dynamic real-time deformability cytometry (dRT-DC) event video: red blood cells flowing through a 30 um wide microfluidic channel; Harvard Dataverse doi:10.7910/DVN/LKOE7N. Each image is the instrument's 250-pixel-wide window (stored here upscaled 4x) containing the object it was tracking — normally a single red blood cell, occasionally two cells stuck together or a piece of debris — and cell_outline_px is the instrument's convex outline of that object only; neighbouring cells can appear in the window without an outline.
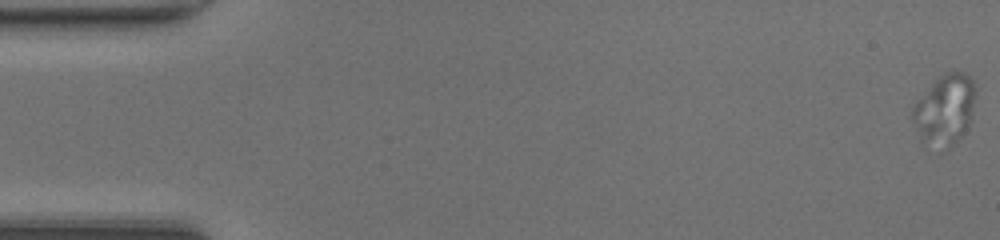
{"species": "common noctule bat (a hibernating species)", "species_latin": "Nyctalus noctula", "temperature_condition": "room temperature", "stored_images_in_passage": 52, "camera_frame_rate_fps": 3000, "um_per_image_px": 0.085, "animal": {"sex": "female", "body_mass_g": 20.0, "forearm_length_mm": 54.0}, "frame": {"image": 1, "passage_image": 1, "time_ms": 0.0, "image_size_px": [1000, 240], "cell_outline_px": [[976, 96], [968, 128], [948, 148], [924, 148], [908, 116], [912, 104], [940, 76], [948, 72], [964, 72], [972, 80], [976, 88]], "centroid_in_image_um": [80.23, 9.38], "position_along_channel_um": 4.8, "area_um2": 26.53}}
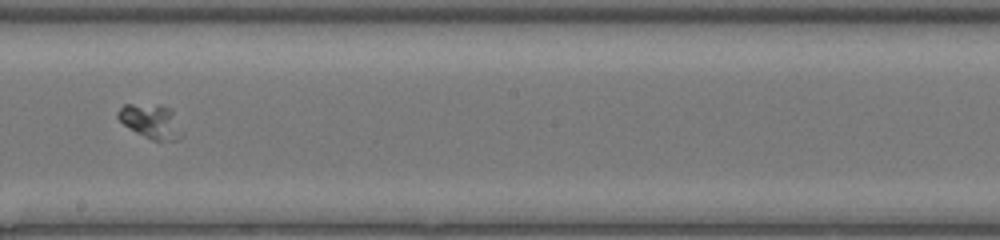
{"frame": {"image": 2, "passage_image": 30, "time_ms": 9.667, "image_size_px": [1000, 240], "cell_outline_px": [[172, 112], [160, 140], [152, 140], [136, 132], [124, 124], [116, 116], [116, 112], [124, 104], [160, 104], [172, 108]], "centroid_in_image_um": [12.38, 10.1], "position_along_channel_um": 235.8, "area_um2": 10.29}}
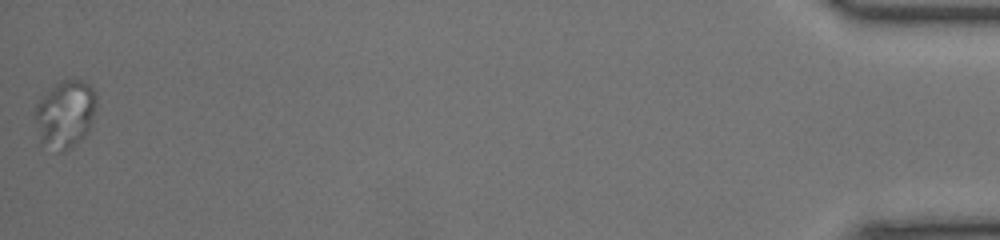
{"frame": {"image": 3, "passage_image": 52, "time_ms": 17.0, "image_size_px": [1000, 240], "cell_outline_px": [[96, 104], [88, 132], [80, 140], [64, 152], [60, 152], [40, 140], [36, 120], [36, 104], [40, 96], [56, 84], [64, 80], [80, 80], [88, 84], [92, 88], [96, 96]], "centroid_in_image_um": [5.55, 9.67], "position_along_channel_um": 429.7, "area_um2": 23.64}}